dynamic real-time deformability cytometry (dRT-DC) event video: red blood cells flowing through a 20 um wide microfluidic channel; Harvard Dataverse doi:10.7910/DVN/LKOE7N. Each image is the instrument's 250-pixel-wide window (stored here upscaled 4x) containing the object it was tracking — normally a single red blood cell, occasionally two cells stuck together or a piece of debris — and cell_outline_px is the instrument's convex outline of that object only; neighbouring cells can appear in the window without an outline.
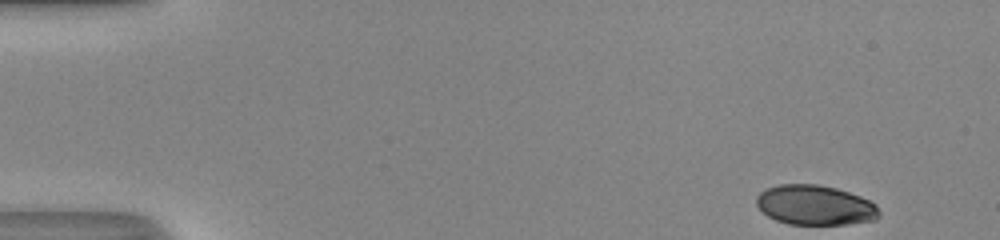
{"species": "human", "species_latin": "Homo sapiens", "temperature_condition": "room temperature", "stored_images_in_passage": 47, "camera_frame_rate_fps": 3000, "um_per_image_px": 0.085, "donor": {"sex": "male"}, "frame": {"image": 1, "passage_image": 1, "time_ms": 0.0, "image_size_px": [1000, 240], "cell_outline_px": [[880, 216], [876, 220], [848, 224], [788, 224], [776, 220], [768, 216], [756, 204], [756, 196], [764, 188], [780, 184], [816, 184], [836, 188], [860, 196], [876, 204], [880, 212]], "centroid_in_image_um": [69.28, 17.43], "position_along_channel_um": 15.7, "area_um2": 28.61}}
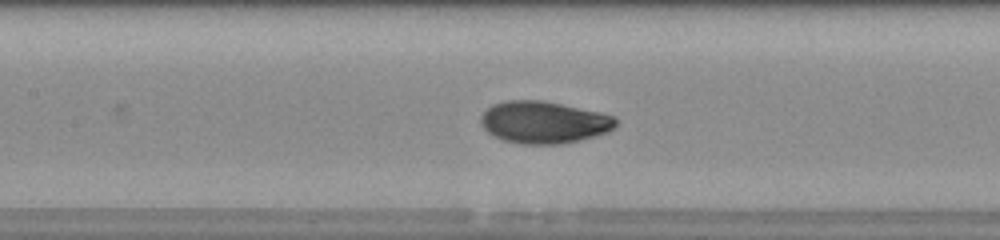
{"frame": {"image": 2, "passage_image": 21, "time_ms": 6.667, "image_size_px": [1000, 240], "cell_outline_px": [[616, 128], [608, 132], [596, 136], [580, 140], [560, 144], [520, 144], [504, 140], [488, 132], [480, 124], [480, 116], [492, 104], [504, 100], [544, 100], [600, 112], [616, 116]], "centroid_in_image_um": [46.24, 10.39], "position_along_channel_um": 161.2, "area_um2": 33.41}}
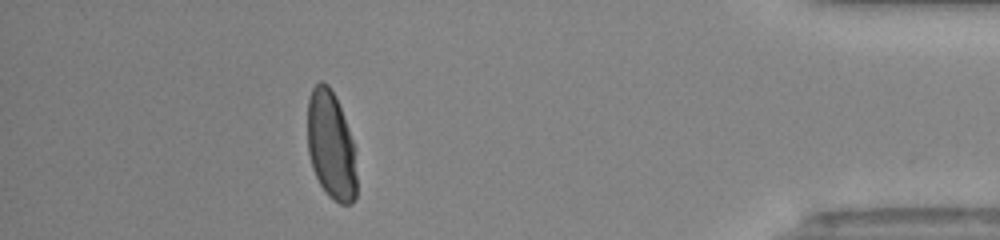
{"frame": {"image": 3, "passage_image": 42, "time_ms": 13.667, "image_size_px": [1000, 240], "cell_outline_px": [[356, 196], [352, 204], [340, 204], [328, 196], [320, 184], [312, 168], [308, 152], [308, 100], [312, 88], [320, 80], [328, 84], [340, 108], [348, 128], [352, 140], [356, 176]], "centroid_in_image_um": [28.12, 12.39], "position_along_channel_um": 407.1, "area_um2": 30.69}, "authors_computed_cell_mechanics": {"area_um2": 31.7322, "velocity_mm_per_s": 4.1999, "shape_relaxation_time_tau1_ms": 3.6339, "shape_relaxation_time_tau2_ms": null, "deformation_change_tau1": 0.1858, "deformation_change_tau2": null}}